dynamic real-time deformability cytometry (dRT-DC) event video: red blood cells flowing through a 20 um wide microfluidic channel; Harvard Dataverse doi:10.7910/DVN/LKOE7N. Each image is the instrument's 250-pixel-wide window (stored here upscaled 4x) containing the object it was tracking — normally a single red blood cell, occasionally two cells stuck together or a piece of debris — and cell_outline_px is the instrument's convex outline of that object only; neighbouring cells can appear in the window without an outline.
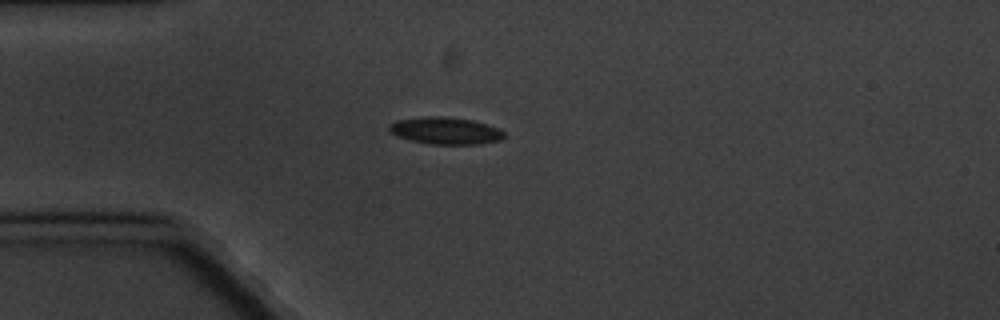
{"species": "common noctule bat (a hibernating species)", "species_latin": "Nyctalus noctula", "temperature_condition": "cold", "stored_images_in_passage": 7, "camera_frame_rate_fps": 3000, "um_per_image_px": 0.085, "animal": {"sex": "male", "body_mass_g": 20.1, "forearm_length_mm": 53.5}, "frame": {"image": 1, "passage_image": 4, "time_ms": 3.333, "image_size_px": [1000, 320], "cell_outline_px": [[504, 136], [500, 140], [480, 144], [432, 144], [412, 140], [396, 136], [388, 128], [388, 124], [396, 120], [424, 116], [444, 116], [472, 120], [496, 128], [504, 132]], "centroid_in_image_um": [37.82, 11.1], "position_along_channel_um": 47.2, "area_um2": 17.98}}
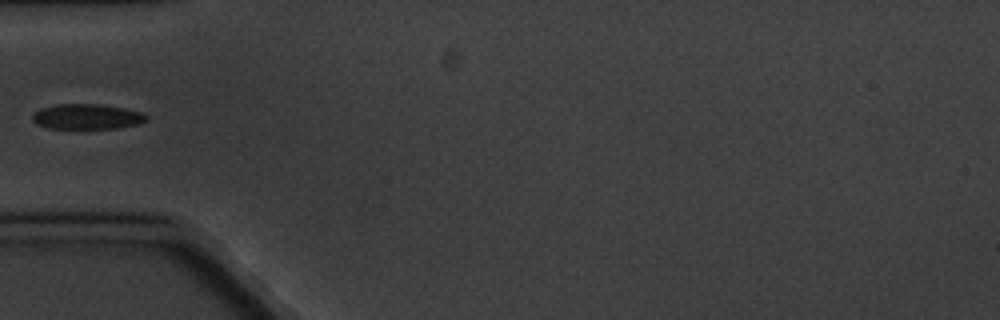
{"frame": {"image": 2, "passage_image": 5, "time_ms": 4.667, "image_size_px": [1000, 320], "cell_outline_px": [[148, 120], [136, 124], [116, 128], [48, 128], [36, 124], [32, 120], [32, 116], [40, 108], [56, 104], [100, 104], [124, 108], [144, 112], [148, 116]], "centroid_in_image_um": [7.4, 9.9], "position_along_channel_um": 77.6, "area_um2": 16.76}}